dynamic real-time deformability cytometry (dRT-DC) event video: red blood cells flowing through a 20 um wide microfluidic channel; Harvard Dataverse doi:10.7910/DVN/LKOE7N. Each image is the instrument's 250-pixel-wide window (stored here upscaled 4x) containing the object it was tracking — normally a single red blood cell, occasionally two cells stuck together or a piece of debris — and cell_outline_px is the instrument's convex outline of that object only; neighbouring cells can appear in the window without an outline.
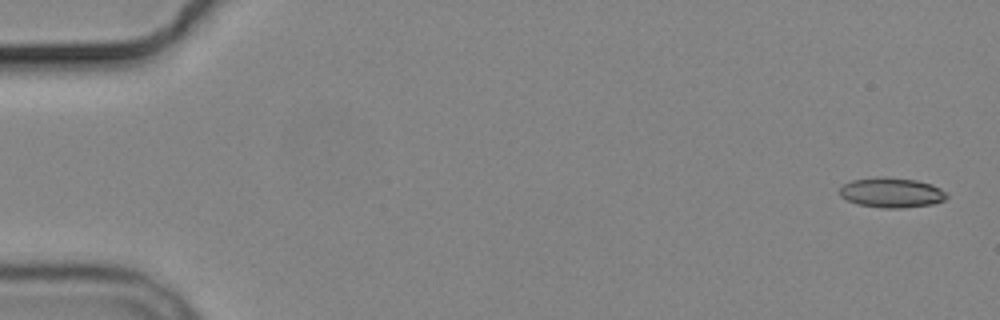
{"species": "common noctule bat (a hibernating species)", "species_latin": "Nyctalus noctula", "temperature_condition": "cold", "stored_images_in_passage": 5, "camera_frame_rate_fps": 3000, "um_per_image_px": 0.085, "animal": {"sex": "male", "body_mass_g": 19.2, "forearm_length_mm": 51.8}, "frame": {"image": 1, "passage_image": 1, "time_ms": 0.0, "image_size_px": [1000, 320], "cell_outline_px": [[948, 196], [944, 200], [932, 204], [904, 208], [884, 208], [856, 204], [840, 196], [840, 188], [844, 184], [852, 180], [880, 176], [884, 176], [916, 180], [932, 184], [948, 192]], "centroid_in_image_um": [75.8, 16.37], "position_along_channel_um": 9.2, "area_um2": 18.84}}
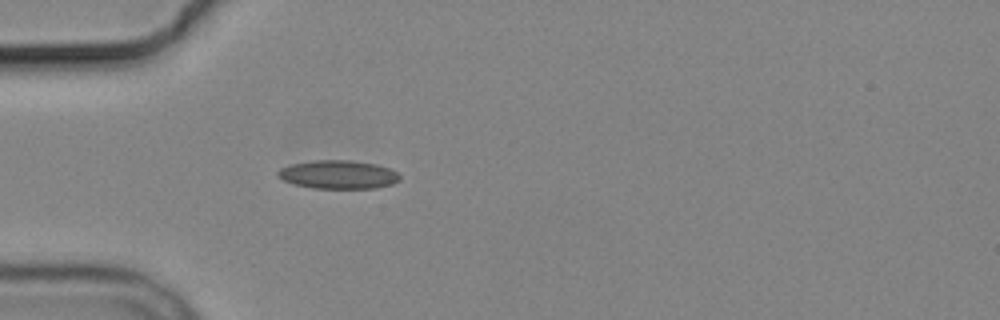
{"frame": {"image": 2, "passage_image": 5, "time_ms": 5.0, "image_size_px": [1000, 320], "cell_outline_px": [[400, 180], [392, 184], [376, 188], [316, 188], [296, 184], [284, 180], [276, 176], [276, 172], [280, 168], [292, 164], [312, 160], [348, 160], [376, 164], [388, 168], [396, 172], [400, 176]], "centroid_in_image_um": [28.74, 14.83], "position_along_channel_um": 56.3, "area_um2": 20.11}}